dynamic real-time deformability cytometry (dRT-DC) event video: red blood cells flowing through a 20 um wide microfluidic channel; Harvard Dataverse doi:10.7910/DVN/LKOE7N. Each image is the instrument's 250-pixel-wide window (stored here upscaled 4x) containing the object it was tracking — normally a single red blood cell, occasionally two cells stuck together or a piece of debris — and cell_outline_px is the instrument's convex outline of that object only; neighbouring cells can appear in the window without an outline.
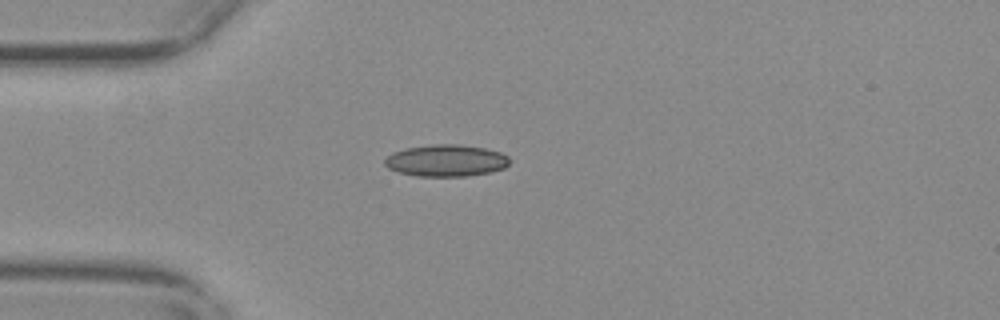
{"species": "common noctule bat (a hibernating species)", "species_latin": "Nyctalus noctula", "temperature_condition": "warm", "stored_images_in_passage": 42, "camera_frame_rate_fps": 3000, "um_per_image_px": 0.085, "animal": {"sex": "female", "body_mass_g": 29.2, "forearm_length_mm": 56.3}, "frame": {"image": 1, "passage_image": 1, "time_ms": 0.0, "image_size_px": [1000, 320], "cell_outline_px": [[508, 164], [504, 168], [492, 172], [468, 176], [416, 176], [400, 172], [388, 168], [384, 164], [384, 160], [392, 152], [408, 148], [432, 144], [460, 144], [484, 148], [500, 152], [508, 156]], "centroid_in_image_um": [37.92, 13.65], "position_along_channel_um": 47.1, "area_um2": 23.12}}
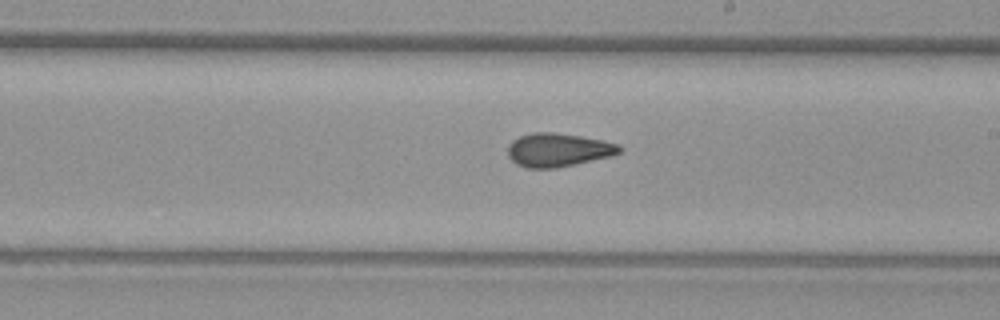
{"frame": {"image": 2, "passage_image": 18, "time_ms": 5.667, "image_size_px": [1000, 320], "cell_outline_px": [[624, 148], [620, 152], [612, 156], [556, 168], [524, 168], [516, 164], [508, 156], [508, 144], [512, 140], [520, 136], [532, 132], [556, 132], [604, 140], [620, 144]], "centroid_in_image_um": [47.45, 12.74], "position_along_channel_um": 241.5, "area_um2": 22.08}}
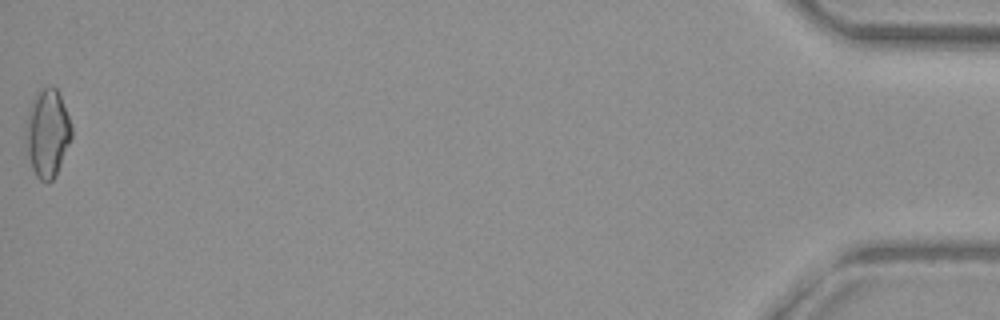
{"frame": {"image": 3, "passage_image": 42, "time_ms": 13.667, "image_size_px": [1000, 320], "cell_outline_px": [[72, 136], [56, 176], [48, 184], [40, 180], [36, 176], [32, 168], [28, 152], [28, 112], [40, 88], [56, 88], [60, 96], [68, 116], [72, 128]], "centroid_in_image_um": [4.07, 11.38], "position_along_channel_um": 431.1, "area_um2": 22.54}, "authors_computed_cell_mechanics": {"area_um2": 21.2126, "velocity_mm_per_s": 3.6936, "shape_relaxation_time_tau1_ms": null, "shape_relaxation_time_tau2_ms": 2.3695, "deformation_change_tau1": null, "deformation_change_tau2": 0.0892}}